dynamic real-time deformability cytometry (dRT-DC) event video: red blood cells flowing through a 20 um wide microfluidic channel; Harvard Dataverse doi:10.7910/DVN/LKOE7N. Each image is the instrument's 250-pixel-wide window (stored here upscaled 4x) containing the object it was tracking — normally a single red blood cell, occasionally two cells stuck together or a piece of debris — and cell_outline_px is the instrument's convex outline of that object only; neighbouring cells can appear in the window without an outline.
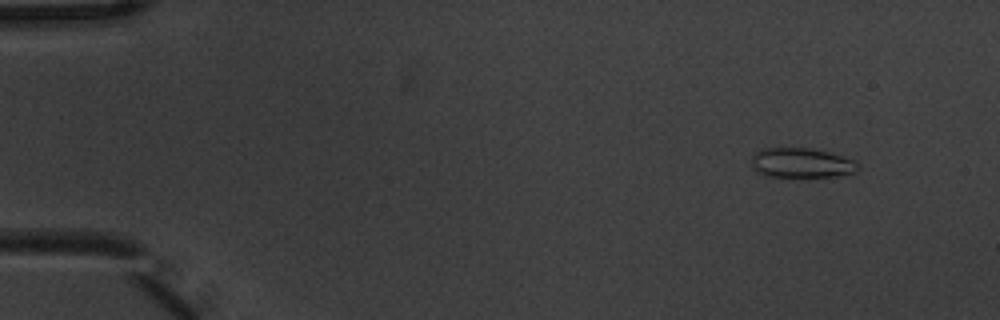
{"species": "common noctule bat (a hibernating species)", "species_latin": "Nyctalus noctula", "temperature_condition": "warm", "stored_images_in_passage": 6, "camera_frame_rate_fps": 3000, "um_per_image_px": 0.085, "animal": {"sex": "male", "body_mass_g": 20.1, "forearm_length_mm": 53.5}, "frame": {"image": 1, "passage_image": 1, "time_ms": 0.0, "image_size_px": [1000, 320], "cell_outline_px": [[860, 168], [856, 172], [836, 176], [804, 180], [764, 176], [756, 172], [752, 164], [752, 156], [756, 152], [764, 148], [812, 148], [828, 152], [856, 160], [860, 164]], "centroid_in_image_um": [68.16, 13.91], "position_along_channel_um": 16.8, "area_um2": 19.54}}
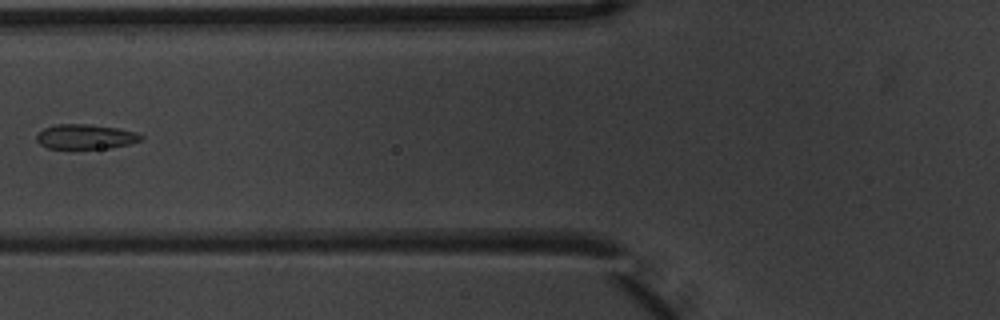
{"frame": {"image": 2, "passage_image": 5, "time_ms": 1.333, "image_size_px": [1000, 320], "cell_outline_px": [[144, 140], [128, 144], [108, 148], [48, 148], [40, 144], [36, 140], [36, 136], [44, 128], [56, 124], [88, 124], [120, 128], [136, 132], [144, 136]], "centroid_in_image_um": [7.3, 11.61], "position_along_channel_um": 118.5, "area_um2": 15.09}}
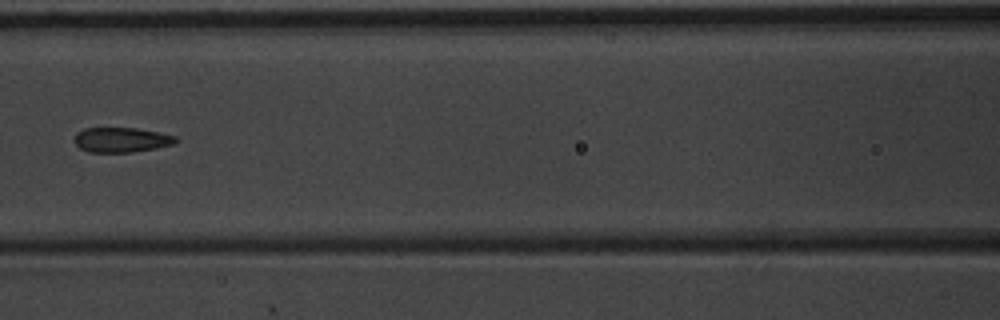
{"frame": {"image": 3, "passage_image": 6, "time_ms": 1.667, "image_size_px": [1000, 320], "cell_outline_px": [[176, 140], [172, 144], [156, 148], [132, 152], [88, 152], [80, 148], [72, 140], [76, 132], [84, 128], [136, 128], [176, 136]], "centroid_in_image_um": [10.24, 11.88], "position_along_channel_um": 156.4, "area_um2": 14.62}}